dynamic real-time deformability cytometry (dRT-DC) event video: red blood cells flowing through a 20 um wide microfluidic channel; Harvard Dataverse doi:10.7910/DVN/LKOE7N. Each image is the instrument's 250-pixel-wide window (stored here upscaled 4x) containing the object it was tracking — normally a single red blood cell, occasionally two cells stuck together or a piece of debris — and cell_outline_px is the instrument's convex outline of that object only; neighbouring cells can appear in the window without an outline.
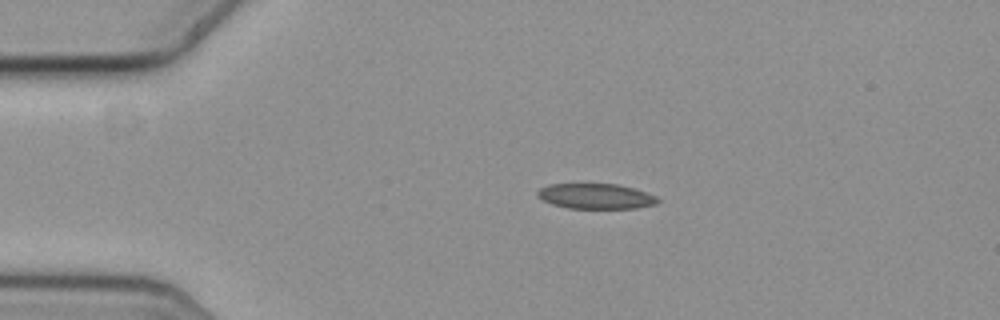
{"species": "common noctule bat (a hibernating species)", "species_latin": "Nyctalus noctula", "temperature_condition": "cold", "stored_images_in_passage": 34, "camera_frame_rate_fps": 3000, "um_per_image_px": 0.085, "animal": {"sex": "female", "body_mass_g": 19.3, "forearm_length_mm": 54.1}, "frame": {"image": 1, "passage_image": 1, "time_ms": 0.0, "image_size_px": [1000, 320], "cell_outline_px": [[660, 200], [656, 204], [636, 208], [568, 208], [552, 204], [536, 196], [536, 192], [540, 188], [548, 184], [616, 184], [632, 188], [656, 196]], "centroid_in_image_um": [50.61, 16.68], "position_along_channel_um": 34.4, "area_um2": 17.57}}
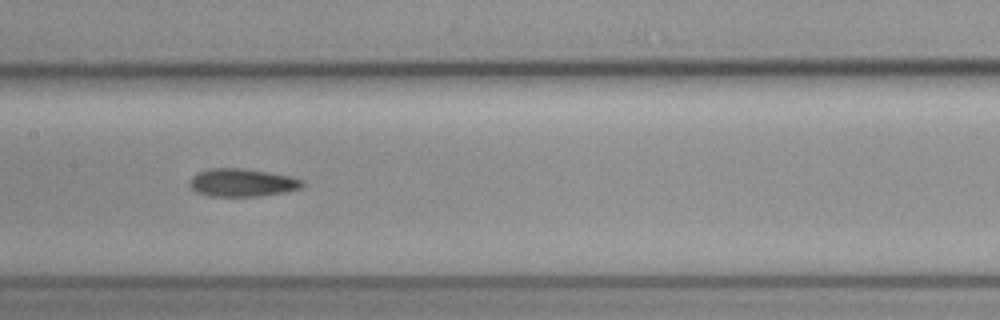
{"frame": {"image": 2, "passage_image": 17, "time_ms": 5.333, "image_size_px": [1000, 320], "cell_outline_px": [[304, 184], [300, 188], [284, 192], [260, 196], [208, 196], [196, 192], [188, 184], [192, 176], [208, 168], [244, 168], [292, 176], [304, 180]], "centroid_in_image_um": [20.58, 15.52], "position_along_channel_um": 186.8, "area_um2": 18.44}}
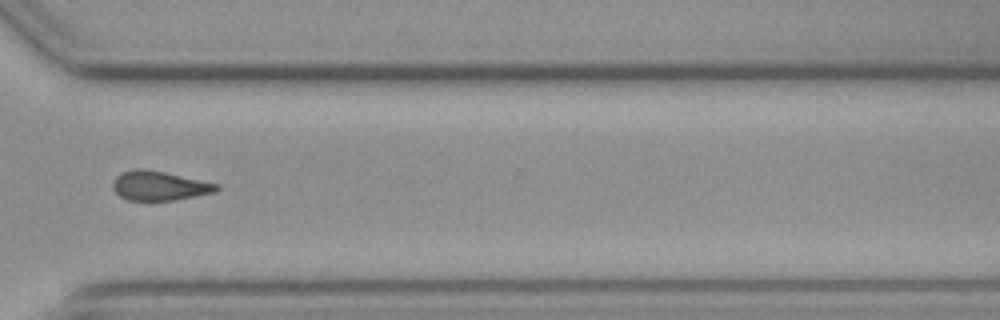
{"frame": {"image": 3, "passage_image": 31, "time_ms": 10.0, "image_size_px": [1000, 320], "cell_outline_px": [[220, 188], [216, 192], [176, 200], [128, 200], [120, 196], [112, 188], [112, 184], [116, 176], [120, 172], [136, 168], [144, 168], [164, 172], [220, 184]], "centroid_in_image_um": [13.55, 15.78], "position_along_channel_um": 357.1, "area_um2": 17.86}, "authors_computed_cell_mechanics": {"area_um2": 18.2359, "velocity_mm_per_s": 3.6543, "shape_relaxation_time_tau1_ms": 4.855, "shape_relaxation_time_tau2_ms": 4.0089, "deformation_change_tau1": 0.1143, "deformation_change_tau2": 0.1157}}